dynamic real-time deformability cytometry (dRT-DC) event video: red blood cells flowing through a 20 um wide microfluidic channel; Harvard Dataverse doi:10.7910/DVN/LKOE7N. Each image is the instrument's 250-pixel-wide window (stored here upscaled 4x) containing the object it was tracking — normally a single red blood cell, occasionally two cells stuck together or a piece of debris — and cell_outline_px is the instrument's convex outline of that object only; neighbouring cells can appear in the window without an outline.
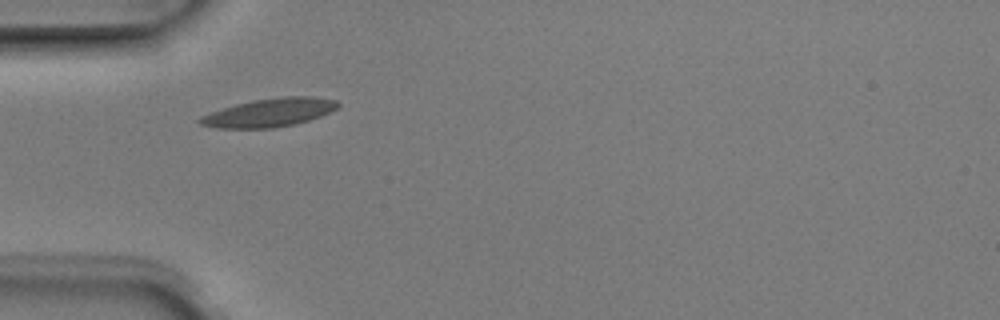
{"species": "Egyptian fruit bat (a non-hibernating species)", "species_latin": "Rousettus aegyptiacus", "temperature_condition": "room temperature", "stored_images_in_passage": 2, "camera_frame_rate_fps": 3000, "um_per_image_px": 0.085, "animal": {"sex": "male"}, "frame": {"image": 1, "passage_image": 1, "time_ms": 0.0, "image_size_px": [1000, 320], "cell_outline_px": [[340, 104], [336, 108], [320, 116], [308, 120], [292, 124], [272, 128], [216, 128], [200, 124], [196, 120], [200, 116], [236, 104], [256, 100], [280, 96], [312, 96], [336, 100]], "centroid_in_image_um": [22.88, 9.57], "position_along_channel_um": 62.1, "area_um2": 22.54}}
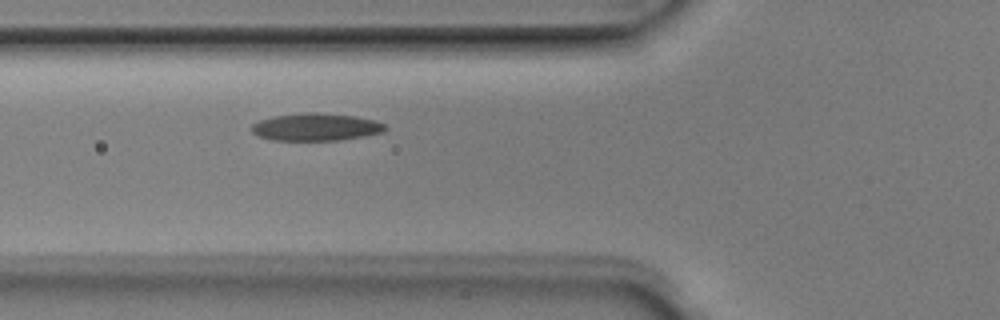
{"frame": {"image": 2, "passage_image": 2, "time_ms": 0.333, "image_size_px": [1000, 320], "cell_outline_px": [[388, 128], [384, 132], [364, 136], [340, 140], [272, 140], [256, 136], [252, 132], [252, 124], [260, 120], [272, 116], [308, 112], [316, 112], [356, 116], [376, 120], [384, 124]], "centroid_in_image_um": [26.86, 10.79], "position_along_channel_um": 98.9, "area_um2": 21.56}}